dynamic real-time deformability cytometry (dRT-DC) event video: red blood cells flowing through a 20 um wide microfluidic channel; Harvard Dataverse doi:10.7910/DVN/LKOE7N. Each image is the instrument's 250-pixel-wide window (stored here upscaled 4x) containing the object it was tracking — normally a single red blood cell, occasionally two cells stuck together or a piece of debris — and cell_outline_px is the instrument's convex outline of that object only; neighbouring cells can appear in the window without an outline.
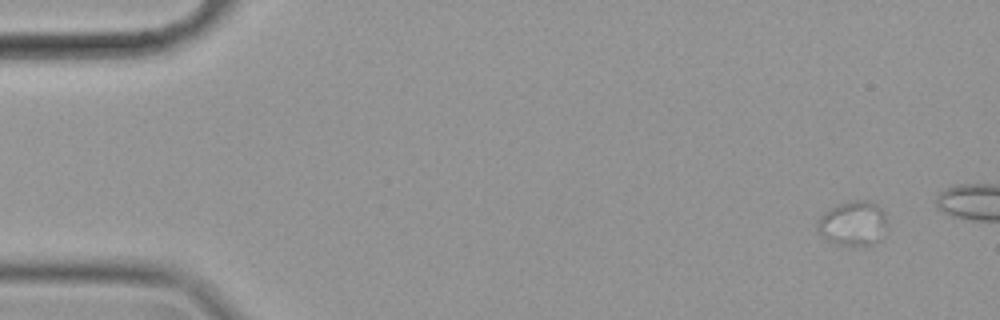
{"species": "common noctule bat (a hibernating species)", "species_latin": "Nyctalus noctula", "temperature_condition": "cold", "stored_images_in_passage": 14, "camera_frame_rate_fps": 3000, "um_per_image_px": 0.085, "animal": {"sex": "female", "body_mass_g": 19.9}, "frame": {"image": 1, "passage_image": 1, "time_ms": 0.0, "image_size_px": [1000, 320], "cell_outline_px": [[888, 228], [872, 244], [840, 244], [828, 240], [820, 236], [816, 228], [820, 216], [824, 212], [840, 204], [852, 200], [868, 200], [876, 204], [884, 212], [888, 224]], "centroid_in_image_um": [72.51, 18.96], "position_along_channel_um": 12.5, "area_um2": 17.86}}